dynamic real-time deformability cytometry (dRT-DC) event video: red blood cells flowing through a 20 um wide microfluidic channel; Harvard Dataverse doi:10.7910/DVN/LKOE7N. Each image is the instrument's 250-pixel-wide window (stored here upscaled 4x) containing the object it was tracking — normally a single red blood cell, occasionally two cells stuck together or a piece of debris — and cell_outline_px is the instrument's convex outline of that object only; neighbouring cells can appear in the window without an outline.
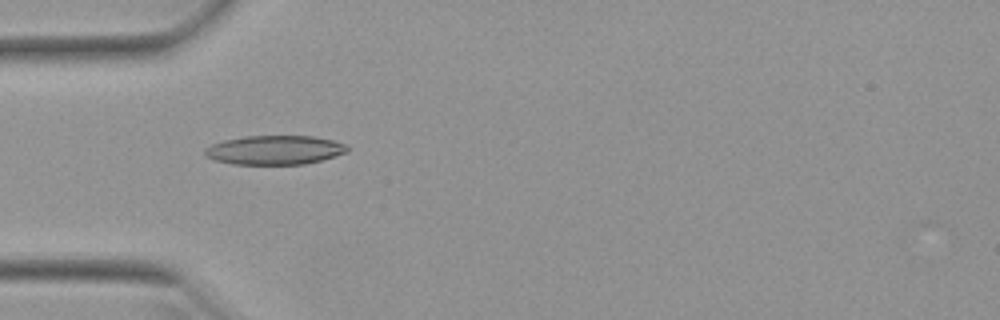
{"species": "Egyptian fruit bat (a non-hibernating species)", "species_latin": "Rousettus aegyptiacus", "temperature_condition": "warm", "stored_images_in_passage": 44, "camera_frame_rate_fps": 3000, "um_per_image_px": 0.085, "animal": {"sex": "female"}, "frame": {"image": 1, "passage_image": 9, "time_ms": 2.667, "image_size_px": [1000, 320], "cell_outline_px": [[348, 152], [336, 156], [304, 164], [232, 164], [212, 160], [204, 156], [204, 148], [212, 144], [224, 140], [244, 136], [312, 136], [332, 140], [344, 144], [348, 148]], "centroid_in_image_um": [23.3, 12.75], "position_along_channel_um": 61.7, "area_um2": 24.22}}
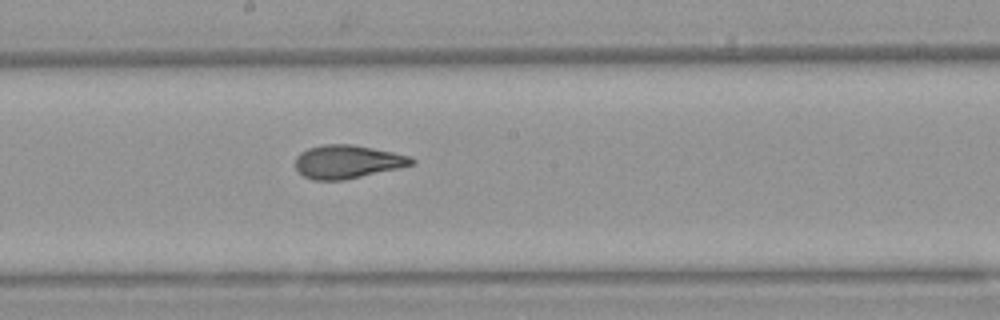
{"frame": {"image": 2, "passage_image": 21, "time_ms": 6.667, "image_size_px": [1000, 320], "cell_outline_px": [[416, 164], [400, 168], [344, 180], [312, 180], [296, 172], [296, 156], [300, 152], [308, 148], [324, 144], [352, 144], [412, 156], [416, 160]], "centroid_in_image_um": [29.54, 13.75], "position_along_channel_um": 218.7, "area_um2": 22.83}}
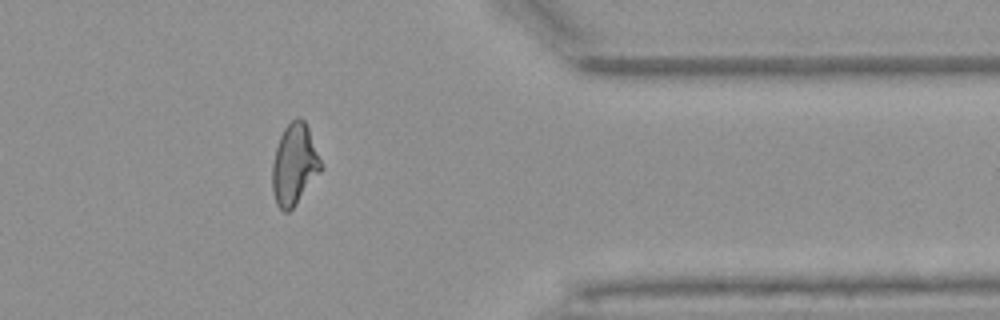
{"frame": {"image": 3, "passage_image": 35, "time_ms": 11.333, "image_size_px": [1000, 320], "cell_outline_px": [[324, 168], [296, 204], [288, 212], [284, 212], [276, 204], [272, 192], [272, 164], [276, 148], [280, 136], [284, 128], [296, 116], [300, 116], [304, 120], [308, 128], [324, 164]], "centroid_in_image_um": [25.04, 13.98], "position_along_channel_um": 386.4, "area_um2": 23.29}, "authors_computed_cell_mechanics": {"area_um2": 22.8888, "velocity_mm_per_s": 3.9699, "shape_relaxation_time_tau1_ms": 8.2768, "shape_relaxation_time_tau2_ms": 1.2248, "deformation_change_tau1": 0.2357, "deformation_change_tau2": 0.0903}}